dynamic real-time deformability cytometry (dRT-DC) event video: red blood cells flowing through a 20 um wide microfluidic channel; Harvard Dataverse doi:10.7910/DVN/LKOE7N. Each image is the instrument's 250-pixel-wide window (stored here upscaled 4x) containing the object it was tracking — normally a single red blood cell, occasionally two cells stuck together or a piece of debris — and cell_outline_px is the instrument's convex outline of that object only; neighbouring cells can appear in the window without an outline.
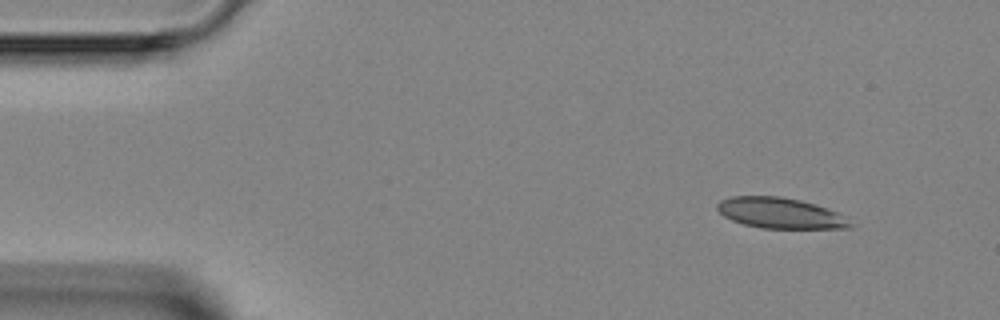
{"species": "Egyptian fruit bat (a non-hibernating species)", "species_latin": "Rousettus aegyptiacus", "temperature_condition": "room temperature", "stored_images_in_passage": 4, "segment_of_instrument_passage": [2, 2], "camera_frame_rate_fps": 3000, "um_per_image_px": 0.085, "animal": {"sex": "female"}, "frame": {"image": 1, "passage_image": 4, "time_ms": 5.667, "image_size_px": [1000, 320], "cell_outline_px": [[852, 228], [760, 228], [744, 224], [732, 220], [724, 216], [716, 208], [716, 204], [720, 200], [732, 196], [780, 196], [800, 200], [816, 204], [836, 212], [852, 224]], "centroid_in_image_um": [66.27, 18.1], "position_along_channel_um": 18.7, "area_um2": 23.58}}